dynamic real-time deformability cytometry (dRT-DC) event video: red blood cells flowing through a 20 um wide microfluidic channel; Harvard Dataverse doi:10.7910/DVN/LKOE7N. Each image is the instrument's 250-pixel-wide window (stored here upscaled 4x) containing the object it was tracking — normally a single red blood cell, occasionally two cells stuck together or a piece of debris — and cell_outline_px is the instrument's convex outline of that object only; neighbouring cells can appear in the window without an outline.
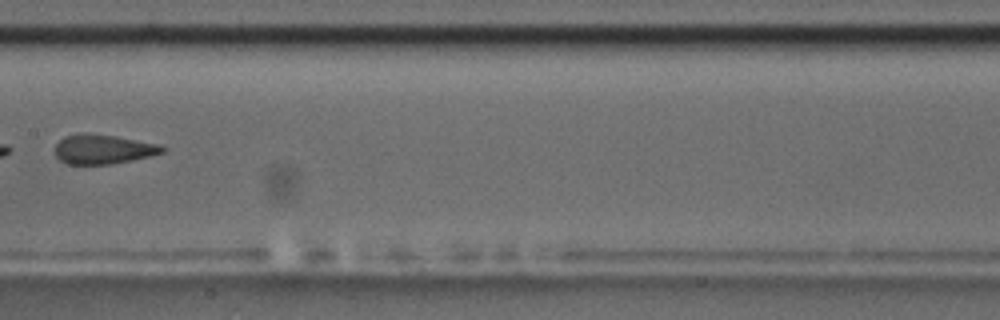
{"species": "common noctule bat (a hibernating species)", "species_latin": "Nyctalus noctula", "temperature_condition": "room temperature", "stored_images_in_passage": 8, "camera_frame_rate_fps": 3000, "um_per_image_px": 0.085, "animal": {"sex": "male", "body_mass_g": 17.5, "forearm_length_mm": 52.3}, "frame": {"image": 1, "passage_image": 8, "time_ms": 2.333, "image_size_px": [1000, 320], "cell_outline_px": [[164, 152], [152, 156], [108, 164], [68, 164], [60, 160], [56, 156], [56, 144], [64, 136], [80, 132], [88, 132], [116, 136], [160, 144], [164, 148]], "centroid_in_image_um": [8.75, 12.66], "position_along_channel_um": 198.6, "area_um2": 18.5}}